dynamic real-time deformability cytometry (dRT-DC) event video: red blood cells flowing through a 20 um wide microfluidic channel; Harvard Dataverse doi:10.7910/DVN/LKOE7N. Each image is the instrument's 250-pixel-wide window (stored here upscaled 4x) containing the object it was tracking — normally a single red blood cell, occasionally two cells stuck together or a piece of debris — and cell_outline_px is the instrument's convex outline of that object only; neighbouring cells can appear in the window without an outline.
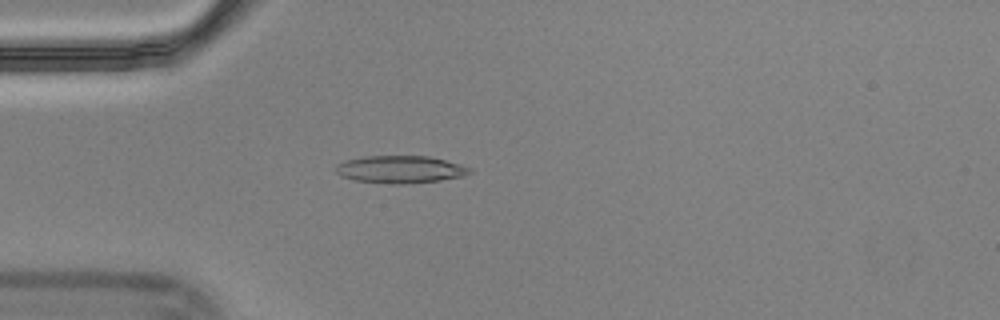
{"species": "Egyptian fruit bat (a non-hibernating species)", "species_latin": "Rousettus aegyptiacus", "temperature_condition": "cold", "stored_images_in_passage": 20, "camera_frame_rate_fps": 3000, "um_per_image_px": 0.085, "animal": {"sex": "male"}, "frame": {"image": 1, "passage_image": 12, "time_ms": 3.667, "image_size_px": [1000, 320], "cell_outline_px": [[472, 172], [464, 176], [440, 180], [404, 184], [392, 184], [356, 180], [340, 176], [336, 172], [336, 164], [344, 160], [364, 156], [428, 156], [460, 164], [472, 168]], "centroid_in_image_um": [34.02, 14.39], "position_along_channel_um": 51.0, "area_um2": 21.44}}